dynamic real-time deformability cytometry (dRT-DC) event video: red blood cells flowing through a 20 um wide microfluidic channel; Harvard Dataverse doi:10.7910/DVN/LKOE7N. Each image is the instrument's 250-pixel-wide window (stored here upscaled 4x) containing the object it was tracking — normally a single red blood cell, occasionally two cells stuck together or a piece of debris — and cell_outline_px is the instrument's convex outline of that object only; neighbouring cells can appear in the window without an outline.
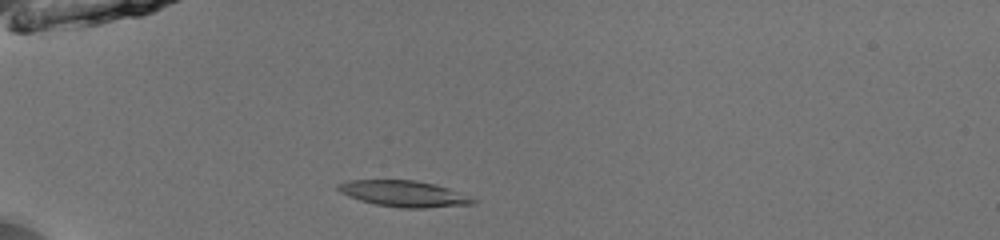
{"species": "common noctule bat (a hibernating species)", "species_latin": "Nyctalus noctula", "temperature_condition": "room temperature", "stored_images_in_passage": 36, "camera_frame_rate_fps": 3000, "um_per_image_px": 0.085, "animal": {"sex": "male", "body_mass_g": 13.0, "forearm_length_mm": 53.1}, "frame": {"image": 1, "passage_image": 1, "time_ms": 0.0, "image_size_px": [1000, 240], "cell_outline_px": [[480, 200], [472, 204], [424, 208], [400, 208], [376, 204], [360, 200], [348, 196], [340, 192], [336, 188], [336, 184], [348, 180], [416, 180], [436, 184], [448, 188]], "centroid_in_image_um": [34.33, 16.46], "position_along_channel_um": 50.7, "area_um2": 20.63}}
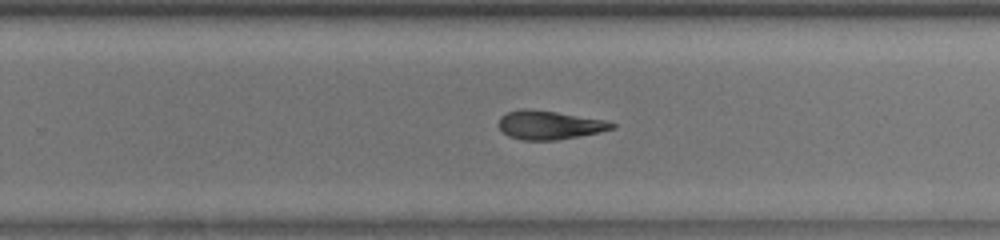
{"frame": {"image": 2, "passage_image": 20, "time_ms": 6.333, "image_size_px": [1000, 240], "cell_outline_px": [[616, 128], [600, 132], [580, 136], [556, 140], [524, 140], [508, 136], [496, 124], [500, 116], [508, 112], [556, 112], [604, 120], [616, 124]], "centroid_in_image_um": [46.74, 10.68], "position_along_channel_um": 283.1, "area_um2": 18.21}}
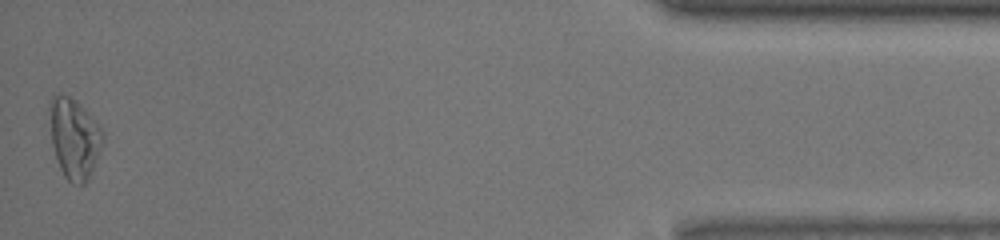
{"frame": {"image": 3, "passage_image": 36, "time_ms": 11.667, "image_size_px": [1000, 240], "cell_outline_px": [[104, 140], [92, 172], [88, 180], [84, 184], [72, 184], [64, 176], [60, 168], [52, 144], [48, 108], [48, 100], [52, 96], [68, 96], [76, 100], [80, 104], [104, 132]], "centroid_in_image_um": [6.31, 11.77], "position_along_channel_um": 428.9, "area_um2": 24.85}, "authors_computed_cell_mechanics": {"area_um2": 19.8543, "velocity_mm_per_s": 4.0146, "shape_relaxation_time_tau1_ms": 6.3243, "shape_relaxation_time_tau2_ms": 5.676, "deformation_change_tau1": 0.1737, "deformation_change_tau2": 0.1668}}